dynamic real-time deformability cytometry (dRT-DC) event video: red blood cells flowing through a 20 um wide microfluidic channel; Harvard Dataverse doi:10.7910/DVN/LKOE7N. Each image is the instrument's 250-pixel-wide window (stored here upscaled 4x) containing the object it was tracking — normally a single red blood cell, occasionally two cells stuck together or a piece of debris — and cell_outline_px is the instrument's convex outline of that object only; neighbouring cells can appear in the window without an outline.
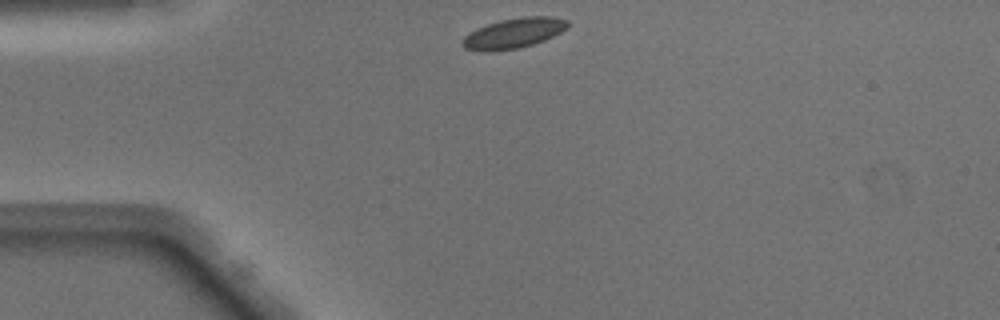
{"species": "Egyptian fruit bat (a non-hibernating species)", "species_latin": "Rousettus aegyptiacus", "temperature_condition": "warm", "stored_images_in_passage": 38, "camera_frame_rate_fps": 3000, "um_per_image_px": 0.085, "animal": {"sex": "male"}, "frame": {"image": 1, "passage_image": 1, "time_ms": 0.0, "image_size_px": [1000, 320], "cell_outline_px": [[568, 28], [544, 40], [532, 44], [516, 48], [488, 52], [464, 48], [460, 44], [460, 40], [464, 36], [476, 28], [500, 20], [524, 16], [552, 16], [568, 20]], "centroid_in_image_um": [43.63, 2.81], "position_along_channel_um": 41.4, "area_um2": 18.5}}
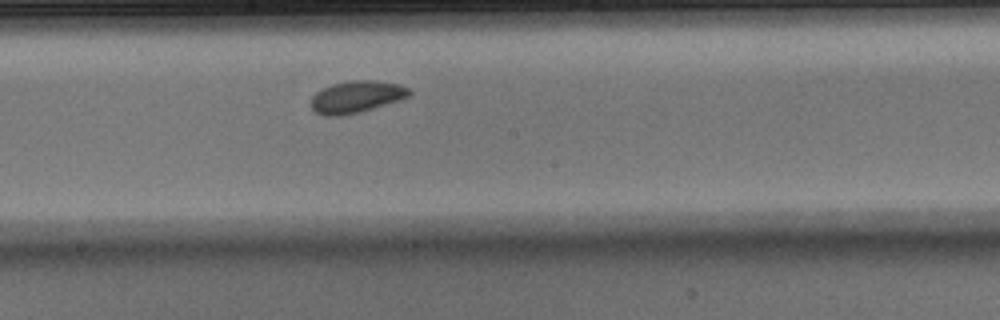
{"frame": {"image": 2, "passage_image": 16, "time_ms": 5.0, "image_size_px": [1000, 320], "cell_outline_px": [[412, 92], [408, 96], [400, 100], [360, 112], [340, 116], [324, 116], [316, 112], [312, 108], [312, 96], [316, 92], [332, 84], [352, 80], [376, 80], [400, 84], [408, 88]], "centroid_in_image_um": [30.31, 8.23], "position_along_channel_um": 217.9, "area_um2": 18.26}}
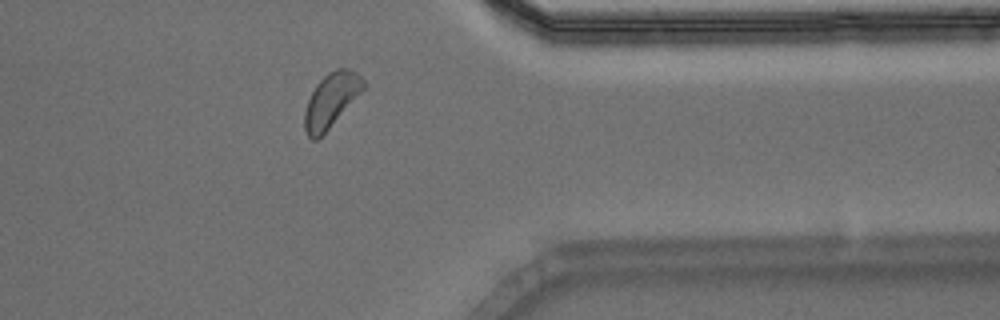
{"frame": {"image": 3, "passage_image": 29, "time_ms": 9.333, "image_size_px": [1000, 320], "cell_outline_px": [[368, 84], [328, 128], [316, 140], [312, 140], [308, 136], [304, 128], [304, 112], [308, 100], [316, 84], [328, 72], [336, 68], [352, 68]], "centroid_in_image_um": [28.14, 8.47], "position_along_channel_um": 383.3, "area_um2": 18.26}, "authors_computed_cell_mechanics": {"area_um2": 17.9758, "velocity_mm_per_s": 4.0494, "shape_relaxation_time_tau1_ms": 1.9595, "shape_relaxation_time_tau2_ms": null, "deformation_change_tau1": 0.0582, "deformation_change_tau2": null}}